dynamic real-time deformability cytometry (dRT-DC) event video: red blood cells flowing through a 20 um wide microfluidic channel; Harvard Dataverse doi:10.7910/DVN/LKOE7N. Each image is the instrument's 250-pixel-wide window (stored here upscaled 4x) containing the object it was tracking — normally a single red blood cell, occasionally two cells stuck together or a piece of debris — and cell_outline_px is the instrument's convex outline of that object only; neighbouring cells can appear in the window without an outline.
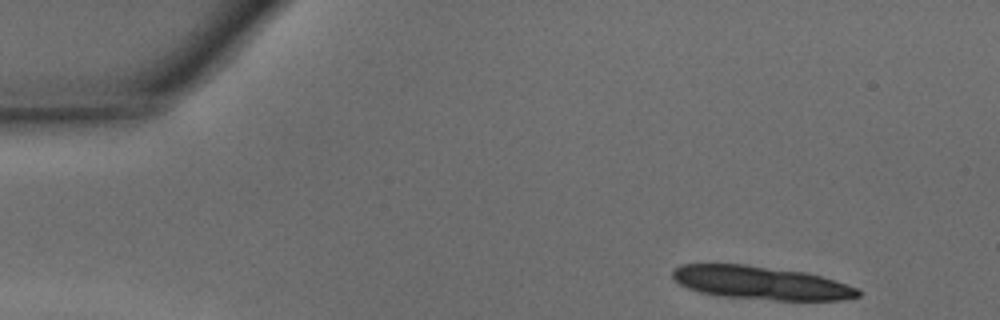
{"species": "common noctule bat (a hibernating species)", "species_latin": "Nyctalus noctula", "temperature_condition": "warm", "stored_images_in_passage": 9, "camera_frame_rate_fps": 3000, "um_per_image_px": 0.085, "animal": {"sex": "male", "body_mass_g": 15.6}, "frame": {"image": 1, "passage_image": 1, "time_ms": 0.0, "image_size_px": [1000, 320], "cell_outline_px": [[860, 296], [840, 300], [776, 300], [724, 296], [700, 292], [688, 288], [680, 284], [672, 276], [672, 272], [680, 264], [744, 264], [808, 272], [836, 280], [856, 288], [860, 292]], "centroid_in_image_um": [64.7, 24.03], "position_along_channel_um": 20.3, "area_um2": 35.84}}